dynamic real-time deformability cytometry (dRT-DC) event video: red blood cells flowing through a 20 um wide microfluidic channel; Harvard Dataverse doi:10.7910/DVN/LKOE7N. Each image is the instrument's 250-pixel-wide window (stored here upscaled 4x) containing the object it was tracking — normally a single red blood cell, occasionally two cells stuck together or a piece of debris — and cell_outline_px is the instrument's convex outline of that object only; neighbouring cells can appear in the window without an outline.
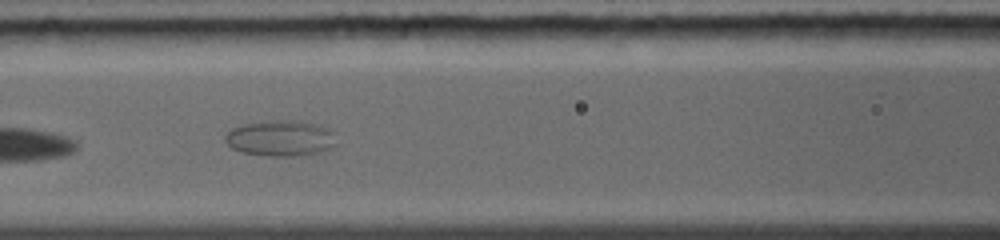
{"species": "common noctule bat (a hibernating species)", "species_latin": "Nyctalus noctula", "temperature_condition": "warm", "stored_images_in_passage": 5, "camera_frame_rate_fps": 5000, "um_per_image_px": 0.085, "animal": {"sex": "female", "body_mass_g": 19.0, "forearm_length_mm": 56.7}, "frame": {"image": 1, "passage_image": 4, "time_ms": 3.8, "image_size_px": [1000, 240], "cell_outline_px": [[336, 144], [320, 152], [292, 156], [264, 156], [240, 152], [232, 148], [224, 140], [224, 136], [232, 128], [244, 124], [272, 120], [300, 120], [316, 124], [328, 128], [332, 132]], "centroid_in_image_um": [23.81, 11.74], "position_along_channel_um": 142.8, "area_um2": 23.24}}
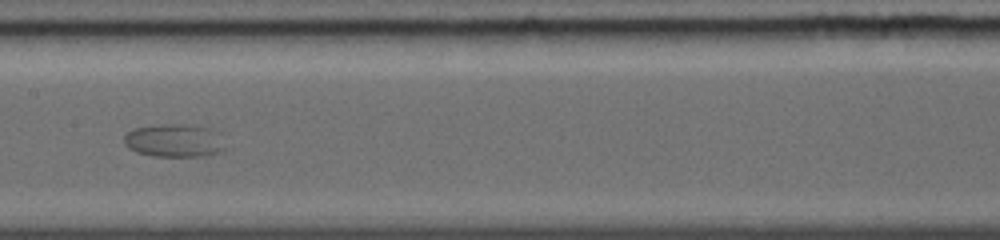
{"frame": {"image": 2, "passage_image": 5, "time_ms": 5.0, "image_size_px": [1000, 240], "cell_outline_px": [[224, 148], [220, 152], [204, 156], [152, 156], [136, 152], [128, 148], [124, 144], [124, 136], [132, 128], [164, 124], [192, 124], [208, 128], [220, 132]], "centroid_in_image_um": [14.81, 11.94], "position_along_channel_um": 192.6, "area_um2": 19.71}}